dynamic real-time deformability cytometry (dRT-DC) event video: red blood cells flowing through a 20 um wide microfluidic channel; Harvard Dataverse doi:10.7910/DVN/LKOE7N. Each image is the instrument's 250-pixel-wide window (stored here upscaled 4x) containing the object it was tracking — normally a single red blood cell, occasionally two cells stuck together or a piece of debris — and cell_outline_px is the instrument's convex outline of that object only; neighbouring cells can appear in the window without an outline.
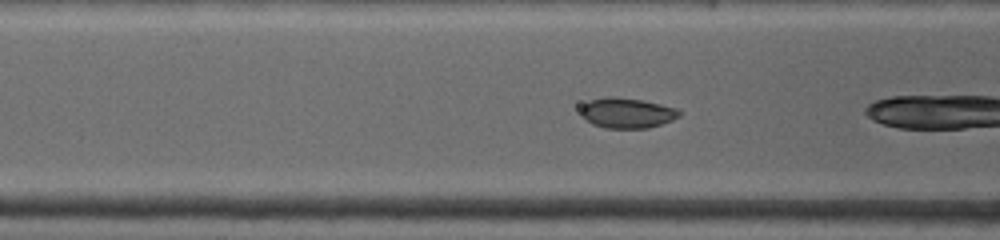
{"species": "common noctule bat (a hibernating species)", "species_latin": "Nyctalus noctula", "temperature_condition": "warm", "stored_images_in_passage": 34, "camera_frame_rate_fps": 4500, "um_per_image_px": 0.085, "animal": {"sex": "female", "body_mass_g": 19.0, "forearm_length_mm": 53.3}, "frame": {"image": 1, "passage_image": 6, "time_ms": 2.0, "image_size_px": [1000, 240], "cell_outline_px": [[680, 116], [672, 120], [648, 128], [604, 128], [592, 124], [580, 116], [580, 108], [588, 100], [604, 96], [616, 96], [640, 100], [680, 108]], "centroid_in_image_um": [53.26, 9.59], "position_along_channel_um": 113.3, "area_um2": 17.63}}